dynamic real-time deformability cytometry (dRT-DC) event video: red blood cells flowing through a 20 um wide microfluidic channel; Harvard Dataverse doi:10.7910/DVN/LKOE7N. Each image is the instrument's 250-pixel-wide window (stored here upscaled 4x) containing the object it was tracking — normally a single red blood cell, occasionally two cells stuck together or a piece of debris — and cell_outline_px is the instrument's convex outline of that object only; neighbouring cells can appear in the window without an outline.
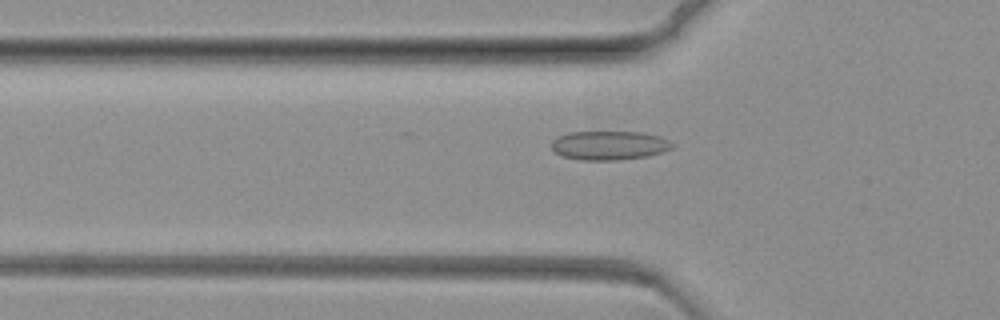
{"species": "common noctule bat (a hibernating species)", "species_latin": "Nyctalus noctula", "temperature_condition": "warm", "stored_images_in_passage": 41, "camera_frame_rate_fps": 3000, "um_per_image_px": 0.085, "animal": {"sex": "female", "body_mass_g": 19.3, "forearm_length_mm": 54.1}, "frame": {"image": 1, "passage_image": 7, "time_ms": 2.0, "image_size_px": [1000, 320], "cell_outline_px": [[676, 144], [672, 148], [648, 156], [620, 160], [580, 160], [564, 156], [552, 152], [552, 140], [556, 136], [568, 132], [640, 132], [660, 136]], "centroid_in_image_um": [51.76, 12.36], "position_along_channel_um": 74.0, "area_um2": 20.58}}
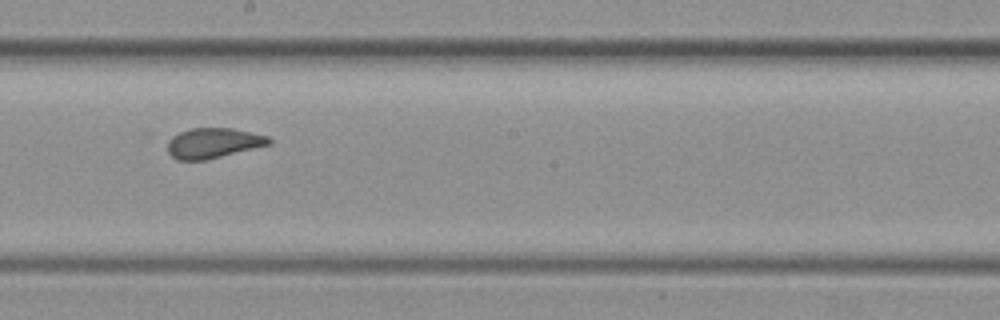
{"frame": {"image": 2, "passage_image": 24, "time_ms": 7.667, "image_size_px": [1000, 320], "cell_outline_px": [[272, 144], [204, 160], [176, 160], [168, 152], [168, 140], [172, 136], [180, 132], [192, 128], [232, 128], [268, 136], [272, 140]], "centroid_in_image_um": [18.13, 12.15], "position_along_channel_um": 230.1, "area_um2": 17.74}}
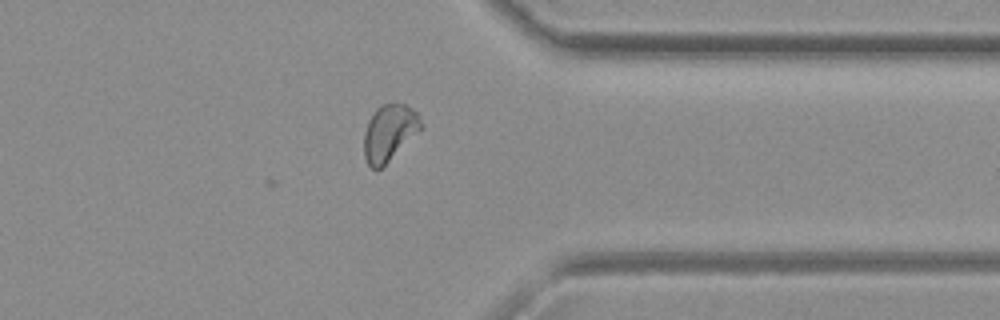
{"frame": {"image": 3, "passage_image": 41, "time_ms": 13.333, "image_size_px": [1000, 320], "cell_outline_px": [[424, 128], [380, 168], [372, 168], [368, 164], [364, 156], [364, 132], [368, 120], [376, 108], [380, 104], [408, 104], [416, 112], [424, 124]], "centroid_in_image_um": [33.11, 11.24], "position_along_channel_um": 378.3, "area_um2": 18.79}}